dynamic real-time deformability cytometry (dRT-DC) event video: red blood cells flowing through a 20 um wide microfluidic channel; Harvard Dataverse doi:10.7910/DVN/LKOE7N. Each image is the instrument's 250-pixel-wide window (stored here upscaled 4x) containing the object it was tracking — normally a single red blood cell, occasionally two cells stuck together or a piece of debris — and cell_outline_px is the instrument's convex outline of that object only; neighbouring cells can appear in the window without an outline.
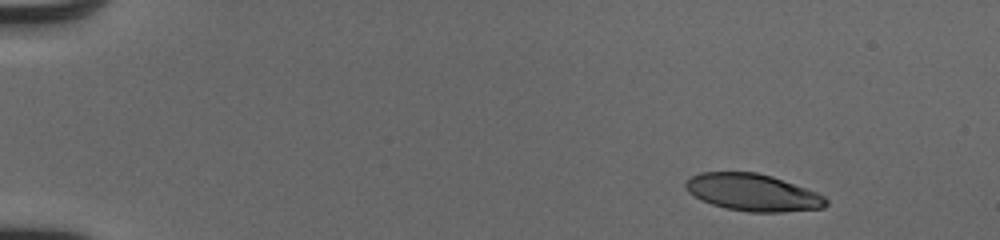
{"species": "human", "species_latin": "Homo sapiens", "temperature_condition": "cold", "stored_images_in_passage": 46, "camera_frame_rate_fps": 3000, "um_per_image_px": 0.085, "donor": {"sex": "male"}, "frame": {"image": 1, "passage_image": 1, "time_ms": 0.0, "image_size_px": [1000, 240], "cell_outline_px": [[828, 204], [824, 208], [784, 212], [748, 212], [724, 208], [700, 200], [688, 192], [684, 188], [684, 184], [692, 176], [700, 172], [756, 172], [772, 176], [816, 192], [824, 196], [828, 200]], "centroid_in_image_um": [63.98, 16.37], "position_along_channel_um": 21.0, "area_um2": 30.46}}
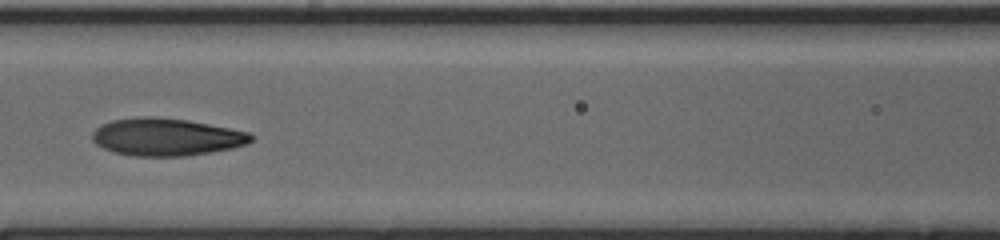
{"frame": {"image": 2, "passage_image": 20, "time_ms": 6.333, "image_size_px": [1000, 240], "cell_outline_px": [[252, 140], [248, 144], [232, 148], [212, 152], [184, 156], [132, 156], [116, 152], [104, 148], [96, 144], [92, 140], [92, 132], [96, 128], [112, 120], [136, 116], [152, 116], [188, 120], [248, 132], [252, 136]], "centroid_in_image_um": [14.12, 11.64], "position_along_channel_um": 152.5, "area_um2": 34.62}}
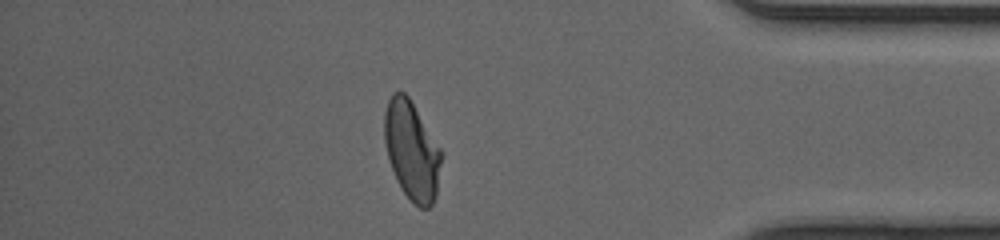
{"frame": {"image": 3, "passage_image": 40, "time_ms": 13.0, "image_size_px": [1000, 240], "cell_outline_px": [[444, 152], [436, 196], [432, 204], [428, 208], [420, 208], [404, 192], [396, 180], [388, 160], [384, 140], [384, 112], [388, 100], [392, 92], [404, 92], [408, 96]], "centroid_in_image_um": [35.01, 12.78], "position_along_channel_um": 400.2, "area_um2": 33.06}, "authors_computed_cell_mechanics": {"area_um2": 33.3217, "velocity_mm_per_s": 4.1104, "shape_relaxation_time_tau1_ms": 4.2794, "shape_relaxation_time_tau2_ms": 1.3348, "deformation_change_tau1": 0.1924, "deformation_change_tau2": 0.0804}}